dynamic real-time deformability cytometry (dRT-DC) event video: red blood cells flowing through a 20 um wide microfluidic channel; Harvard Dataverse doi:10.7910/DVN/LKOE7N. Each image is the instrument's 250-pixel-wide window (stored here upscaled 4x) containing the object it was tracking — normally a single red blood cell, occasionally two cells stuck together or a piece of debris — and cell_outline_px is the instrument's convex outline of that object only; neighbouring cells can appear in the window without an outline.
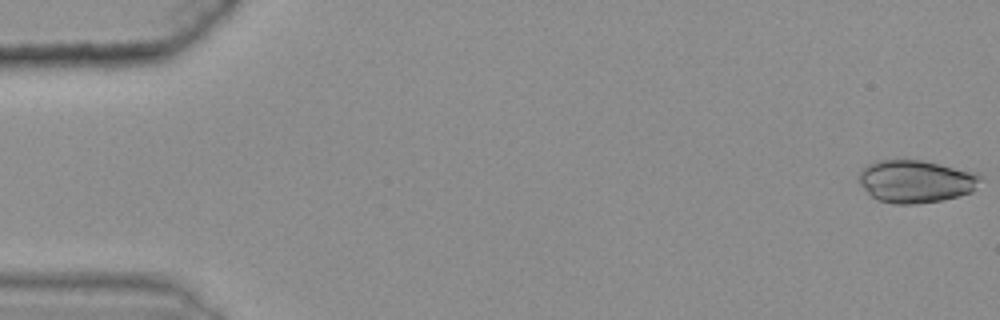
{"species": "common noctule bat (a hibernating species)", "species_latin": "Nyctalus noctula", "temperature_condition": "warm", "stored_images_in_passage": 49, "camera_frame_rate_fps": 3000, "um_per_image_px": 0.085, "animal": {"sex": "female", "body_mass_g": 25.1}, "frame": {"image": 1, "passage_image": 1, "time_ms": 0.0, "image_size_px": [1000, 320], "cell_outline_px": [[984, 176], [972, 192], [960, 196], [940, 200], [916, 204], [896, 204], [880, 200], [872, 196], [860, 184], [860, 172], [868, 164], [880, 160], [920, 160], [940, 164], [976, 172]], "centroid_in_image_um": [77.89, 15.41], "position_along_channel_um": 7.1, "area_um2": 30.0}}
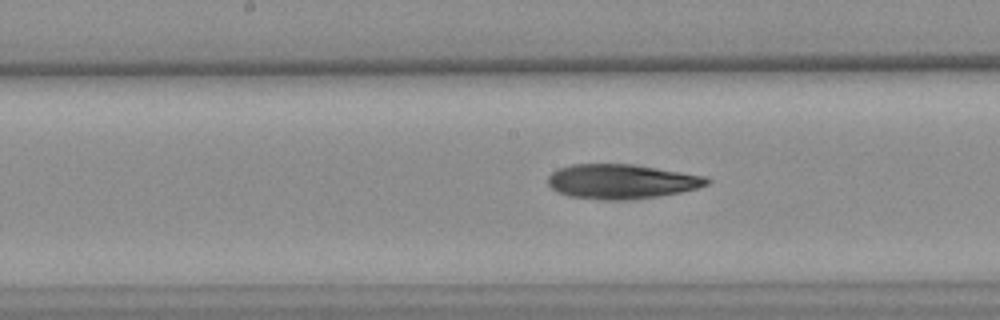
{"frame": {"image": 2, "passage_image": 29, "time_ms": 9.333, "image_size_px": [1000, 320], "cell_outline_px": [[712, 180], [708, 184], [696, 188], [680, 192], [656, 196], [628, 200], [600, 200], [568, 196], [556, 192], [548, 184], [548, 176], [552, 172], [560, 168], [572, 164], [636, 164], [704, 176]], "centroid_in_image_um": [52.79, 15.43], "position_along_channel_um": 195.4, "area_um2": 32.08}}
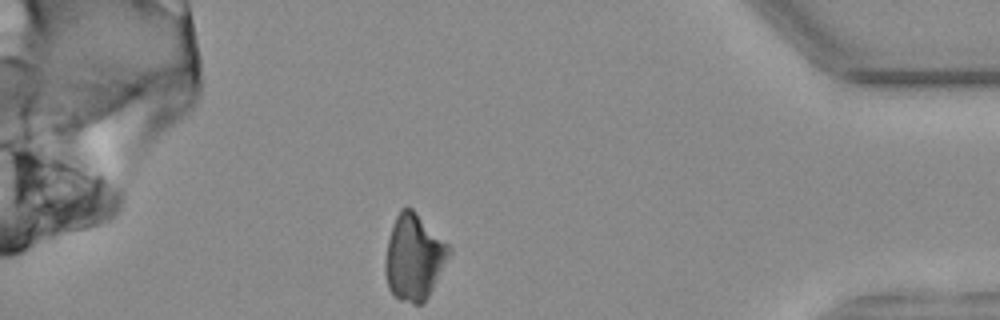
{"frame": {"image": 3, "passage_image": 49, "time_ms": 16.0, "image_size_px": [1000, 320], "cell_outline_px": [[452, 252], [428, 296], [420, 304], [412, 304], [400, 300], [388, 288], [384, 272], [384, 260], [388, 240], [392, 224], [400, 208], [408, 204], [452, 248]], "centroid_in_image_um": [35.17, 21.84], "position_along_channel_um": 400.0, "area_um2": 32.02}}